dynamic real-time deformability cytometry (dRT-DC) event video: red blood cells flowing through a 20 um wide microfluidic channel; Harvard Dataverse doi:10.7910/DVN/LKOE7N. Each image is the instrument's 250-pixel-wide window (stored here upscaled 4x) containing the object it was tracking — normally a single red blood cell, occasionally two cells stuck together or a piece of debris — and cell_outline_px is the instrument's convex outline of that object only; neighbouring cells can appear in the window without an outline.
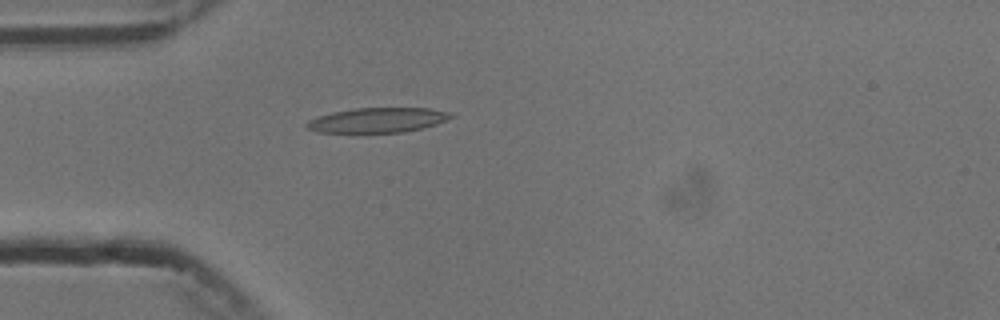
{"species": "common noctule bat (a hibernating species)", "species_latin": "Nyctalus noctula", "temperature_condition": "cold", "stored_images_in_passage": 4, "camera_frame_rate_fps": 3000, "um_per_image_px": 0.085, "animal": {"sex": "male", "body_mass_g": 13.3}, "frame": {"image": 1, "passage_image": 4, "time_ms": 3.667, "image_size_px": [1000, 320], "cell_outline_px": [[456, 116], [436, 124], [424, 128], [404, 132], [316, 132], [308, 128], [304, 124], [308, 120], [332, 112], [352, 108], [428, 108], [452, 112]], "centroid_in_image_um": [32.14, 10.2], "position_along_channel_um": 52.9, "area_um2": 20.92}}